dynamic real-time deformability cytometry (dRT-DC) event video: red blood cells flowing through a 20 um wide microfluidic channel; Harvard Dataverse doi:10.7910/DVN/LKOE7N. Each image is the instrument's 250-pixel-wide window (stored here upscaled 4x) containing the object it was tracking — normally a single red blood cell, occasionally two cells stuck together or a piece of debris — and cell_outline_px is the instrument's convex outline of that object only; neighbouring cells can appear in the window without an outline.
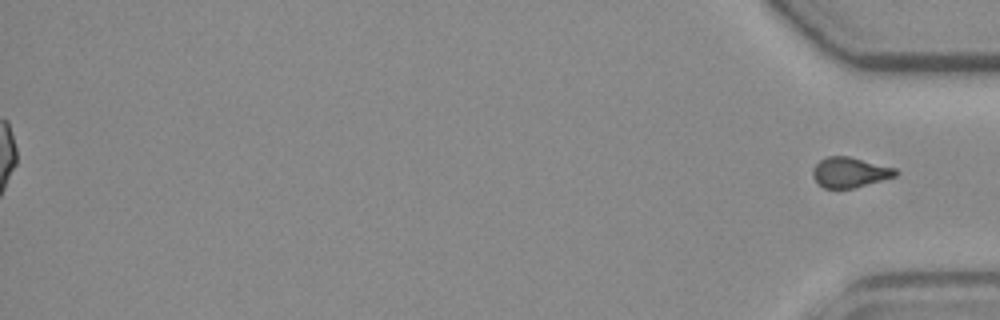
{"species": "common noctule bat (a hibernating species)", "species_latin": "Nyctalus noctula", "temperature_condition": "room temperature", "stored_images_in_passage": 45, "segment_of_instrument_passage": [2, 2], "camera_frame_rate_fps": 3000, "um_per_image_px": 0.085, "animal": {"sex": "female", "body_mass_g": 19.3, "forearm_length_mm": 54.1}, "frame": {"image": 1, "passage_image": 45, "time_ms": 14.667, "image_size_px": [1000, 320], "cell_outline_px": [[900, 172], [896, 176], [884, 180], [852, 188], [824, 188], [816, 184], [812, 176], [812, 168], [820, 160], [828, 156], [848, 156], [896, 168]], "centroid_in_image_um": [72.22, 14.65], "position_along_channel_um": 363.0, "area_um2": 14.74}}